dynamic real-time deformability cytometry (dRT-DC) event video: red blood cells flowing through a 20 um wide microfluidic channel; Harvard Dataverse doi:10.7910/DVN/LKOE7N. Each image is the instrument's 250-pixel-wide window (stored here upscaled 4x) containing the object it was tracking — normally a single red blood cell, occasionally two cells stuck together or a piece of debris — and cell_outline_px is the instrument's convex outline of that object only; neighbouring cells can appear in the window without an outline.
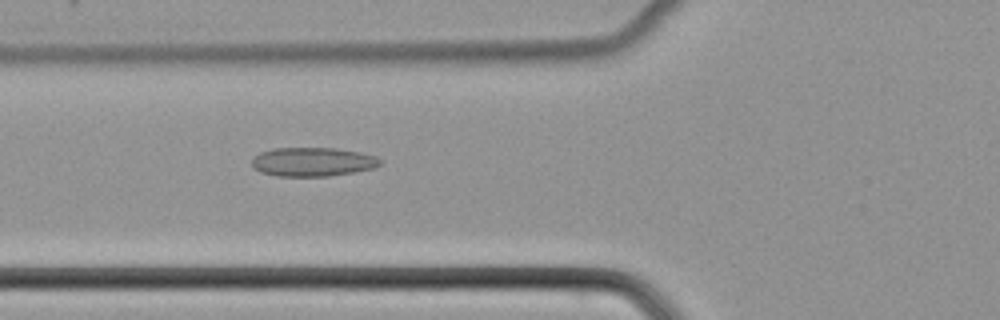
{"species": "common noctule bat (a hibernating species)", "species_latin": "Nyctalus noctula", "temperature_condition": "cold", "stored_images_in_passage": 51, "camera_frame_rate_fps": 3000, "um_per_image_px": 0.085, "animal": {"sex": "female", "body_mass_g": 22.7, "forearm_length_mm": 54.2}, "frame": {"image": 1, "passage_image": 20, "time_ms": 6.333, "image_size_px": [1000, 320], "cell_outline_px": [[380, 164], [372, 168], [352, 172], [328, 176], [276, 176], [260, 172], [252, 168], [252, 160], [260, 152], [272, 148], [336, 148], [360, 152], [376, 156], [380, 160]], "centroid_in_image_um": [26.53, 13.75], "position_along_channel_um": 99.3, "area_um2": 21.56}}
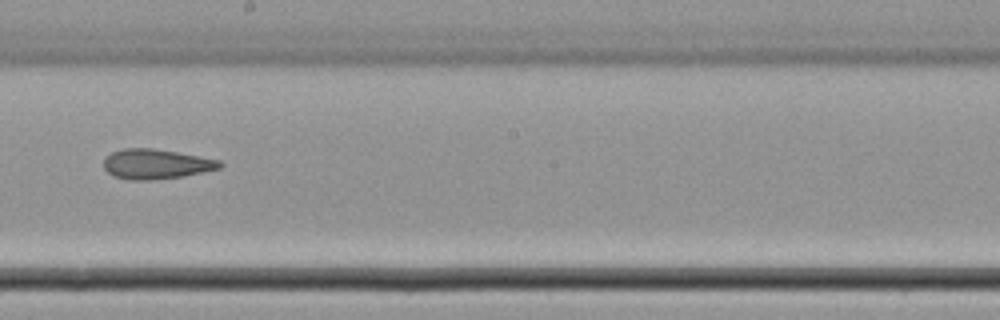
{"frame": {"image": 2, "passage_image": 30, "time_ms": 9.667, "image_size_px": [1000, 320], "cell_outline_px": [[224, 164], [220, 168], [204, 172], [184, 176], [152, 180], [128, 180], [112, 176], [104, 168], [104, 156], [112, 152], [124, 148], [152, 148], [200, 156], [220, 160]], "centroid_in_image_um": [13.25, 13.95], "position_along_channel_um": 234.9, "area_um2": 20.4}}
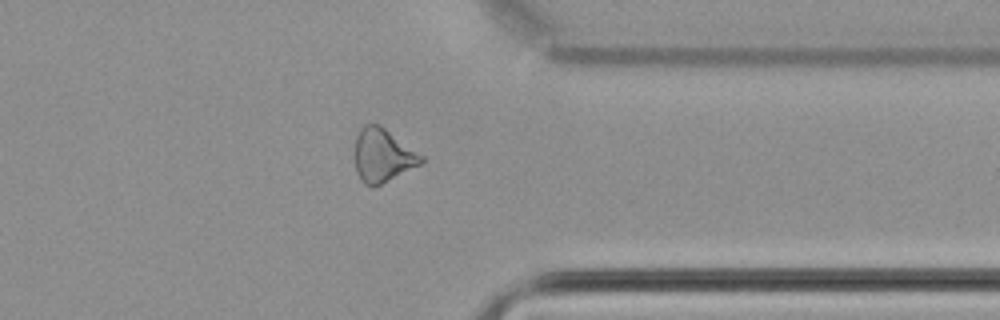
{"frame": {"image": 3, "passage_image": 41, "time_ms": 13.333, "image_size_px": [1000, 320], "cell_outline_px": [[424, 160], [420, 164], [372, 188], [364, 184], [360, 180], [356, 172], [352, 152], [356, 136], [360, 128], [364, 124], [380, 124], [424, 156]], "centroid_in_image_um": [32.46, 13.19], "position_along_channel_um": 378.9, "area_um2": 21.04}}